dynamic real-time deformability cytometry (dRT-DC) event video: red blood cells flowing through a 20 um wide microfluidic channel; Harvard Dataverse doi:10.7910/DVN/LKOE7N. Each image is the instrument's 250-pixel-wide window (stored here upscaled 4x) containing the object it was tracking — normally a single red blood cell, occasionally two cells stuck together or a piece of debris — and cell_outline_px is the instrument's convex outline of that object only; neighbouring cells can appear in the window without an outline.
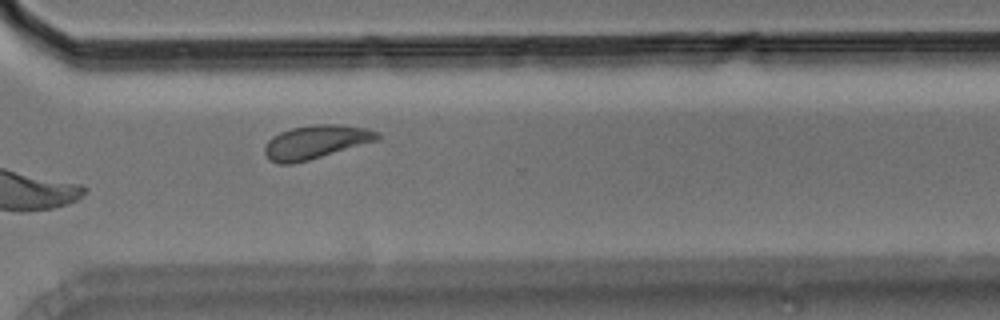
{"species": "Egyptian fruit bat (a non-hibernating species)", "species_latin": "Rousettus aegyptiacus", "temperature_condition": "room temperature", "stored_images_in_passage": 11, "camera_frame_rate_fps": 3000, "um_per_image_px": 0.085, "animal": {"sex": "male"}, "frame": {"image": 1, "passage_image": 11, "time_ms": 3.333, "image_size_px": [1000, 320], "cell_outline_px": [[380, 140], [308, 160], [292, 164], [276, 164], [264, 152], [264, 148], [268, 140], [272, 136], [280, 132], [292, 128], [312, 124], [336, 124], [368, 128], [380, 132]], "centroid_in_image_um": [26.88, 12.06], "position_along_channel_um": 343.7, "area_um2": 22.14}}